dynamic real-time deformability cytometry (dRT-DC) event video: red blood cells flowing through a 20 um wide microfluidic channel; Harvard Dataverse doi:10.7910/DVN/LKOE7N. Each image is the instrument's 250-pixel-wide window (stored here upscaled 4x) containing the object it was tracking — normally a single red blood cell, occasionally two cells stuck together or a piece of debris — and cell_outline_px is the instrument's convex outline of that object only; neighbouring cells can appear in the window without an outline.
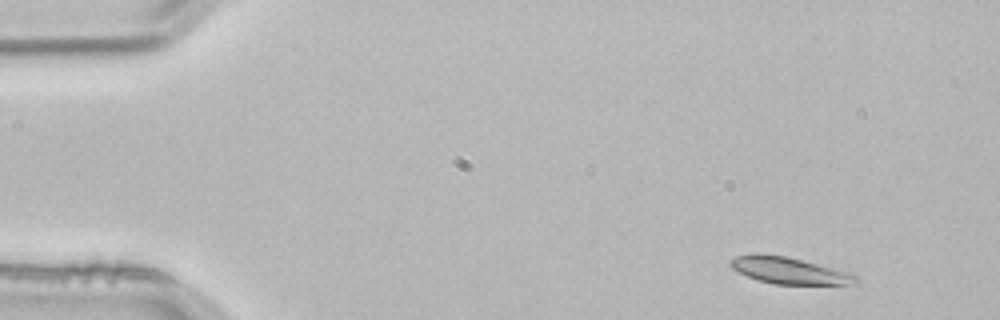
{"species": "common noctule bat (a hibernating species)", "species_latin": "Nyctalus noctula", "temperature_condition": "room temperature", "stored_images_in_passage": 2, "camera_frame_rate_fps": 3000, "um_per_image_px": 0.085, "animal": {"sex": "male", "body_mass_g": 21.5, "forearm_length_mm": 52.0}, "frame": {"image": 1, "passage_image": 1, "time_ms": 0.0, "image_size_px": [1000, 320], "cell_outline_px": [[860, 280], [856, 284], [772, 284], [748, 276], [732, 268], [728, 264], [728, 260], [736, 256], [756, 252], [760, 252], [784, 256], [852, 272]], "centroid_in_image_um": [67.07, 22.98], "position_along_channel_um": 17.9, "area_um2": 19.59}}